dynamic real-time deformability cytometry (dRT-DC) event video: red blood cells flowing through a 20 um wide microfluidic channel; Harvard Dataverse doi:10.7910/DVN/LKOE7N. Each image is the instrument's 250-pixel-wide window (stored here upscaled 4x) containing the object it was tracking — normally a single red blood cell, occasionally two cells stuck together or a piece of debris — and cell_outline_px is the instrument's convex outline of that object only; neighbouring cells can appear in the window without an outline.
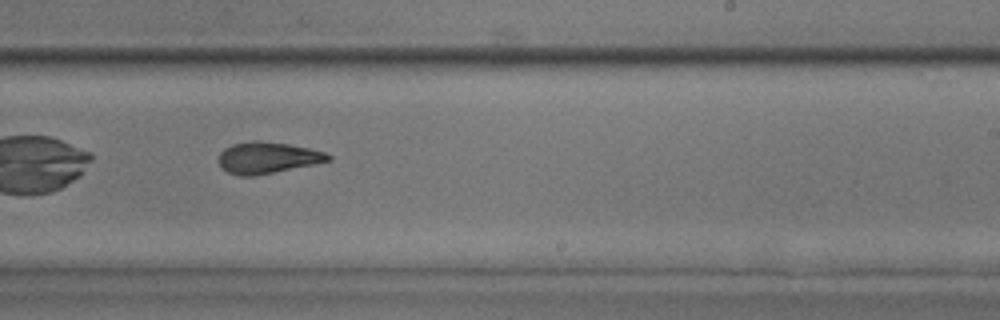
{"species": "common noctule bat (a hibernating species)", "species_latin": "Nyctalus noctula", "temperature_condition": "room temperature", "stored_images_in_passage": 35, "camera_frame_rate_fps": 3000, "um_per_image_px": 0.085, "animal": {"sex": "male", "body_mass_g": 17.9, "forearm_length_mm": 54.2}, "frame": {"image": 1, "passage_image": 16, "time_ms": 5.0, "image_size_px": [1000, 320], "cell_outline_px": [[332, 160], [252, 176], [240, 176], [228, 172], [220, 168], [220, 152], [224, 148], [232, 144], [252, 140], [256, 140], [288, 144], [308, 148], [324, 152], [332, 156]], "centroid_in_image_um": [22.7, 13.39], "position_along_channel_um": 266.3, "area_um2": 19.77}}
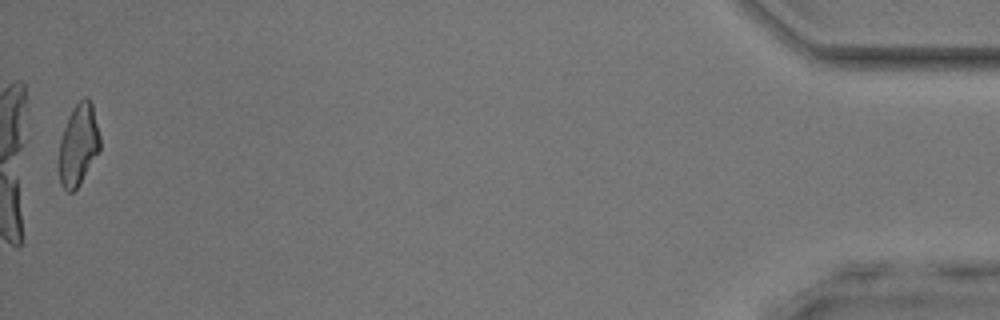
{"frame": {"image": 2, "passage_image": 35, "time_ms": 11.333, "image_size_px": [1000, 320], "cell_outline_px": [[100, 148], [80, 184], [72, 192], [68, 192], [60, 184], [60, 140], [68, 116], [72, 108], [84, 96], [88, 96], [92, 104], [100, 136]], "centroid_in_image_um": [6.67, 12.27], "position_along_channel_um": 428.5, "area_um2": 19.19}, "authors_computed_cell_mechanics": {"area_um2": 19.9988, "velocity_mm_per_s": 3.997, "shape_relaxation_time_tau1_ms": 6.7303, "shape_relaxation_time_tau2_ms": 1.9432, "deformation_change_tau1": 0.2366, "deformation_change_tau2": 0.1037}}